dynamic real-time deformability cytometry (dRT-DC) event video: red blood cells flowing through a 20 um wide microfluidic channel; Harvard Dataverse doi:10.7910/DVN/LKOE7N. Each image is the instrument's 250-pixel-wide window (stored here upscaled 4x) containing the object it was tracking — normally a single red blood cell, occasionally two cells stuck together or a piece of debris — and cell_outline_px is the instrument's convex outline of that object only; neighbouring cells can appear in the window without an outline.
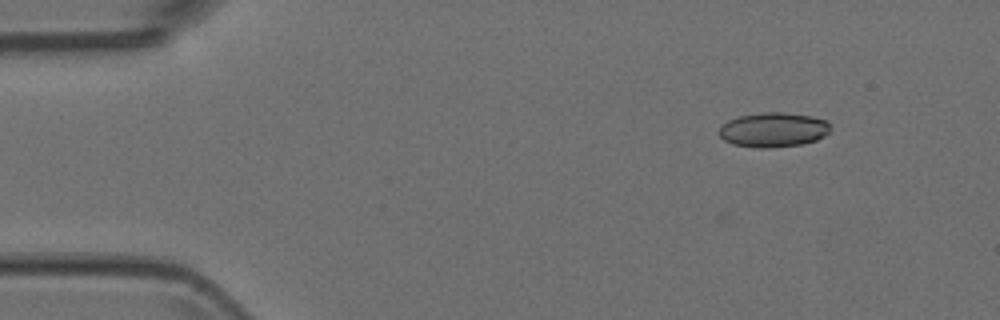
{"species": "Egyptian fruit bat (a non-hibernating species)", "species_latin": "Rousettus aegyptiacus", "temperature_condition": "room temperature", "stored_images_in_passage": 4, "camera_frame_rate_fps": 3000, "um_per_image_px": 0.085, "animal": {"sex": "female"}, "frame": {"image": 1, "passage_image": 1, "time_ms": 0.0, "image_size_px": [1000, 320], "cell_outline_px": [[828, 132], [824, 136], [816, 140], [800, 144], [768, 148], [760, 148], [732, 144], [724, 140], [720, 136], [720, 128], [728, 120], [740, 116], [764, 112], [784, 112], [812, 116], [828, 120]], "centroid_in_image_um": [65.74, 11.02], "position_along_channel_um": 19.3, "area_um2": 22.25}}
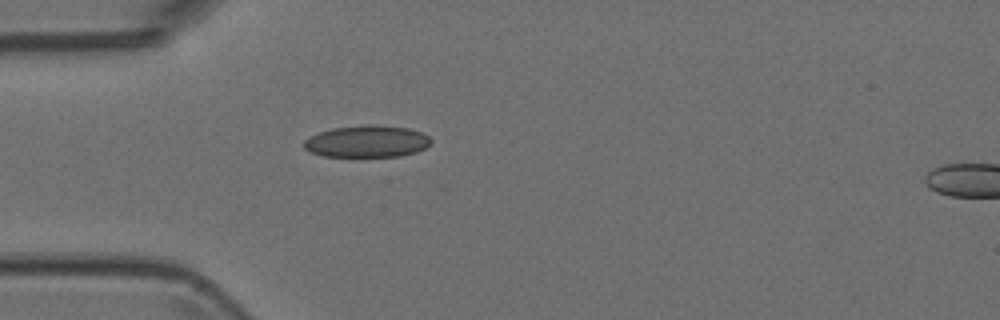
{"frame": {"image": 2, "passage_image": 3, "time_ms": 0.667, "image_size_px": [1000, 320], "cell_outline_px": [[432, 144], [416, 152], [400, 156], [324, 156], [312, 152], [304, 148], [304, 140], [320, 132], [332, 128], [364, 124], [372, 124], [408, 128], [420, 132], [428, 136], [432, 140]], "centroid_in_image_um": [31.22, 12.01], "position_along_channel_um": 53.8, "area_um2": 23.52}}